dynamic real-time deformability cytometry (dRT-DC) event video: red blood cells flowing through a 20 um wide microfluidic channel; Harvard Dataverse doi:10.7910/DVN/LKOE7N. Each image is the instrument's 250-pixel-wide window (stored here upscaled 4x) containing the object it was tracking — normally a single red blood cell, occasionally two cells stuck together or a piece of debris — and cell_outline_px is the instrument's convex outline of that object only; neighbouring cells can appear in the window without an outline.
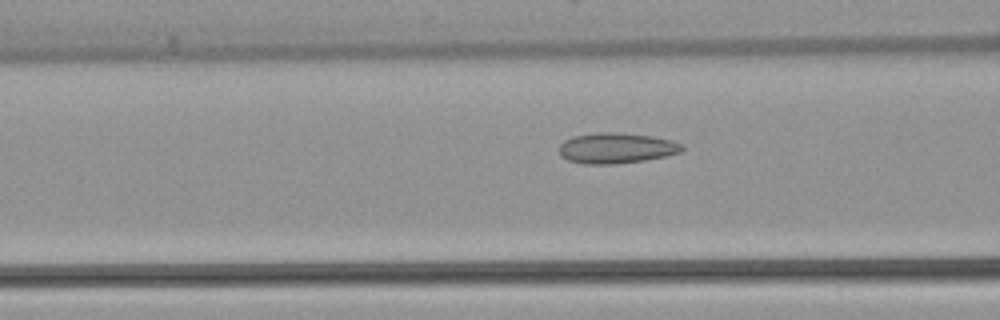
{"species": "common noctule bat (a hibernating species)", "species_latin": "Nyctalus noctula", "temperature_condition": "warm", "stored_images_in_passage": 53, "camera_frame_rate_fps": 3000, "um_per_image_px": 0.085, "animal": {"sex": "female", "body_mass_g": 22.7, "forearm_length_mm": 54.2}, "frame": {"image": 1, "passage_image": 21, "time_ms": 6.667, "image_size_px": [1000, 320], "cell_outline_px": [[684, 148], [680, 152], [664, 156], [644, 160], [616, 164], [584, 164], [568, 160], [560, 156], [560, 144], [564, 140], [572, 136], [596, 132], [620, 132], [652, 136], [684, 144]], "centroid_in_image_um": [52.35, 12.58], "position_along_channel_um": 114.2, "area_um2": 21.96}}
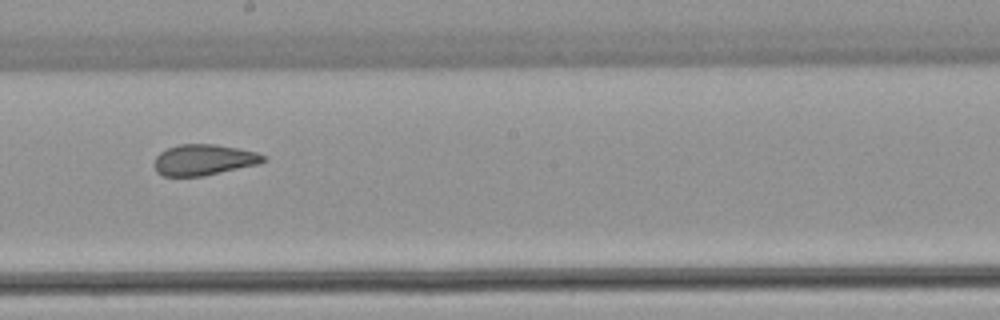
{"frame": {"image": 2, "passage_image": 30, "time_ms": 9.667, "image_size_px": [1000, 320], "cell_outline_px": [[268, 160], [260, 164], [204, 176], [164, 176], [156, 172], [152, 164], [156, 156], [160, 152], [168, 148], [180, 144], [216, 144], [256, 152], [264, 156]], "centroid_in_image_um": [17.31, 13.59], "position_along_channel_um": 230.9, "area_um2": 19.83}}
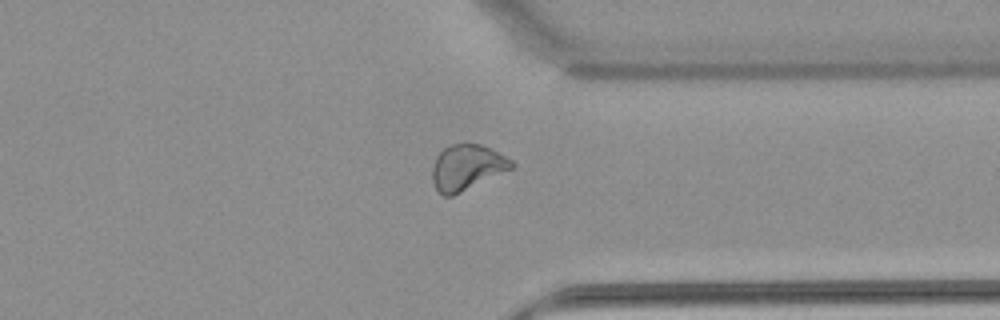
{"frame": {"image": 3, "passage_image": 41, "time_ms": 13.333, "image_size_px": [1000, 320], "cell_outline_px": [[516, 164], [512, 168], [452, 196], [444, 196], [436, 192], [432, 180], [432, 168], [436, 156], [444, 148], [452, 144], [464, 140], [480, 144], [512, 160]], "centroid_in_image_um": [39.64, 14.2], "position_along_channel_um": 371.8, "area_um2": 21.15}, "authors_computed_cell_mechanics": {"area_um2": 21.964, "velocity_mm_per_s": 3.8975, "shape_relaxation_time_tau1_ms": null, "shape_relaxation_time_tau2_ms": 1.3735, "deformation_change_tau1": null, "deformation_change_tau2": 0.0737}}